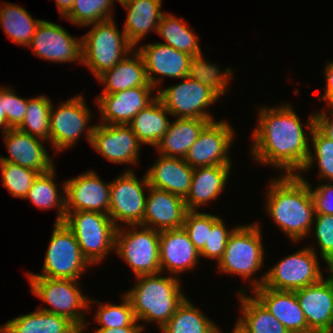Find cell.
Segmentation results:
<instances>
[{
  "instance_id": "1",
  "label": "cell",
  "mask_w": 333,
  "mask_h": 333,
  "mask_svg": "<svg viewBox=\"0 0 333 333\" xmlns=\"http://www.w3.org/2000/svg\"><path fill=\"white\" fill-rule=\"evenodd\" d=\"M292 107L281 102L278 107L259 108L258 125L251 137L255 162L277 167L284 175L300 174L311 148L308 133Z\"/></svg>"
},
{
  "instance_id": "2",
  "label": "cell",
  "mask_w": 333,
  "mask_h": 333,
  "mask_svg": "<svg viewBox=\"0 0 333 333\" xmlns=\"http://www.w3.org/2000/svg\"><path fill=\"white\" fill-rule=\"evenodd\" d=\"M232 75L229 67L221 71L214 63L201 65L182 78L183 82L157 89V97L173 117L213 121V116L205 109L225 95Z\"/></svg>"
},
{
  "instance_id": "3",
  "label": "cell",
  "mask_w": 333,
  "mask_h": 333,
  "mask_svg": "<svg viewBox=\"0 0 333 333\" xmlns=\"http://www.w3.org/2000/svg\"><path fill=\"white\" fill-rule=\"evenodd\" d=\"M269 183L265 203L269 216L291 241L303 240L313 230L315 216L310 183L302 174H283Z\"/></svg>"
},
{
  "instance_id": "4",
  "label": "cell",
  "mask_w": 333,
  "mask_h": 333,
  "mask_svg": "<svg viewBox=\"0 0 333 333\" xmlns=\"http://www.w3.org/2000/svg\"><path fill=\"white\" fill-rule=\"evenodd\" d=\"M161 274L137 276L133 288L124 293L137 321L156 322L160 330L187 298L178 277Z\"/></svg>"
},
{
  "instance_id": "5",
  "label": "cell",
  "mask_w": 333,
  "mask_h": 333,
  "mask_svg": "<svg viewBox=\"0 0 333 333\" xmlns=\"http://www.w3.org/2000/svg\"><path fill=\"white\" fill-rule=\"evenodd\" d=\"M259 223L239 225L230 235L225 252L218 261L219 272L237 274L243 279L251 281V291L263 285L266 273L258 280H250L261 270L264 257L262 234Z\"/></svg>"
},
{
  "instance_id": "6",
  "label": "cell",
  "mask_w": 333,
  "mask_h": 333,
  "mask_svg": "<svg viewBox=\"0 0 333 333\" xmlns=\"http://www.w3.org/2000/svg\"><path fill=\"white\" fill-rule=\"evenodd\" d=\"M92 29L82 39V64L97 78L104 71L113 68L134 47L125 33L120 32L114 19L92 24Z\"/></svg>"
},
{
  "instance_id": "7",
  "label": "cell",
  "mask_w": 333,
  "mask_h": 333,
  "mask_svg": "<svg viewBox=\"0 0 333 333\" xmlns=\"http://www.w3.org/2000/svg\"><path fill=\"white\" fill-rule=\"evenodd\" d=\"M31 292L51 305L39 309L63 316L72 321L80 330H86L84 312L89 309V298L78 288L79 280L28 276Z\"/></svg>"
},
{
  "instance_id": "8",
  "label": "cell",
  "mask_w": 333,
  "mask_h": 333,
  "mask_svg": "<svg viewBox=\"0 0 333 333\" xmlns=\"http://www.w3.org/2000/svg\"><path fill=\"white\" fill-rule=\"evenodd\" d=\"M63 222L75 235L82 255L91 265L101 262L115 250L117 227L109 215L90 211L66 212Z\"/></svg>"
},
{
  "instance_id": "9",
  "label": "cell",
  "mask_w": 333,
  "mask_h": 333,
  "mask_svg": "<svg viewBox=\"0 0 333 333\" xmlns=\"http://www.w3.org/2000/svg\"><path fill=\"white\" fill-rule=\"evenodd\" d=\"M123 229L121 226L116 230L114 251L130 266L135 277L160 273V231L142 225Z\"/></svg>"
},
{
  "instance_id": "10",
  "label": "cell",
  "mask_w": 333,
  "mask_h": 333,
  "mask_svg": "<svg viewBox=\"0 0 333 333\" xmlns=\"http://www.w3.org/2000/svg\"><path fill=\"white\" fill-rule=\"evenodd\" d=\"M91 264L82 255L72 231L64 222H55L41 274L27 276L79 280Z\"/></svg>"
},
{
  "instance_id": "11",
  "label": "cell",
  "mask_w": 333,
  "mask_h": 333,
  "mask_svg": "<svg viewBox=\"0 0 333 333\" xmlns=\"http://www.w3.org/2000/svg\"><path fill=\"white\" fill-rule=\"evenodd\" d=\"M315 247L307 246L278 261L266 272L264 287L296 291L320 281L324 276Z\"/></svg>"
},
{
  "instance_id": "12",
  "label": "cell",
  "mask_w": 333,
  "mask_h": 333,
  "mask_svg": "<svg viewBox=\"0 0 333 333\" xmlns=\"http://www.w3.org/2000/svg\"><path fill=\"white\" fill-rule=\"evenodd\" d=\"M91 117L92 112L86 106L82 94L70 98L64 103H59L56 109L52 105L50 109L51 147L56 152L71 148L83 132H85L87 142L90 144L95 127V125H89Z\"/></svg>"
},
{
  "instance_id": "13",
  "label": "cell",
  "mask_w": 333,
  "mask_h": 333,
  "mask_svg": "<svg viewBox=\"0 0 333 333\" xmlns=\"http://www.w3.org/2000/svg\"><path fill=\"white\" fill-rule=\"evenodd\" d=\"M141 179L130 168L111 182L108 215L117 228L121 226L118 222L127 226L141 225L143 222L147 199L144 189H149L150 186L146 174Z\"/></svg>"
},
{
  "instance_id": "14",
  "label": "cell",
  "mask_w": 333,
  "mask_h": 333,
  "mask_svg": "<svg viewBox=\"0 0 333 333\" xmlns=\"http://www.w3.org/2000/svg\"><path fill=\"white\" fill-rule=\"evenodd\" d=\"M234 129L226 121H210L189 148L184 160L193 169L215 165H231L229 150Z\"/></svg>"
},
{
  "instance_id": "15",
  "label": "cell",
  "mask_w": 333,
  "mask_h": 333,
  "mask_svg": "<svg viewBox=\"0 0 333 333\" xmlns=\"http://www.w3.org/2000/svg\"><path fill=\"white\" fill-rule=\"evenodd\" d=\"M137 51L143 58L148 82L155 88L162 87L159 86L162 85V76L182 79L201 66L189 54L163 43L143 44ZM154 74H159L162 79Z\"/></svg>"
},
{
  "instance_id": "16",
  "label": "cell",
  "mask_w": 333,
  "mask_h": 333,
  "mask_svg": "<svg viewBox=\"0 0 333 333\" xmlns=\"http://www.w3.org/2000/svg\"><path fill=\"white\" fill-rule=\"evenodd\" d=\"M27 47L46 61L82 63L81 37L76 39L62 26L46 20H41Z\"/></svg>"
},
{
  "instance_id": "17",
  "label": "cell",
  "mask_w": 333,
  "mask_h": 333,
  "mask_svg": "<svg viewBox=\"0 0 333 333\" xmlns=\"http://www.w3.org/2000/svg\"><path fill=\"white\" fill-rule=\"evenodd\" d=\"M329 273L328 278L295 291L309 333H333V269Z\"/></svg>"
},
{
  "instance_id": "18",
  "label": "cell",
  "mask_w": 333,
  "mask_h": 333,
  "mask_svg": "<svg viewBox=\"0 0 333 333\" xmlns=\"http://www.w3.org/2000/svg\"><path fill=\"white\" fill-rule=\"evenodd\" d=\"M128 125L96 124L90 145L105 159L116 164H134L139 161L140 145Z\"/></svg>"
},
{
  "instance_id": "19",
  "label": "cell",
  "mask_w": 333,
  "mask_h": 333,
  "mask_svg": "<svg viewBox=\"0 0 333 333\" xmlns=\"http://www.w3.org/2000/svg\"><path fill=\"white\" fill-rule=\"evenodd\" d=\"M110 185L93 170L65 181L66 212L109 213Z\"/></svg>"
},
{
  "instance_id": "20",
  "label": "cell",
  "mask_w": 333,
  "mask_h": 333,
  "mask_svg": "<svg viewBox=\"0 0 333 333\" xmlns=\"http://www.w3.org/2000/svg\"><path fill=\"white\" fill-rule=\"evenodd\" d=\"M154 86H137L113 94H100L96 101L102 124L128 125L133 117L156 98Z\"/></svg>"
},
{
  "instance_id": "21",
  "label": "cell",
  "mask_w": 333,
  "mask_h": 333,
  "mask_svg": "<svg viewBox=\"0 0 333 333\" xmlns=\"http://www.w3.org/2000/svg\"><path fill=\"white\" fill-rule=\"evenodd\" d=\"M199 258L200 251L183 227L160 231L159 260L162 275L166 270L170 275L177 277V274L194 269L199 263Z\"/></svg>"
},
{
  "instance_id": "22",
  "label": "cell",
  "mask_w": 333,
  "mask_h": 333,
  "mask_svg": "<svg viewBox=\"0 0 333 333\" xmlns=\"http://www.w3.org/2000/svg\"><path fill=\"white\" fill-rule=\"evenodd\" d=\"M148 192L141 225L157 231L182 228L187 212L184 198L152 186Z\"/></svg>"
},
{
  "instance_id": "23",
  "label": "cell",
  "mask_w": 333,
  "mask_h": 333,
  "mask_svg": "<svg viewBox=\"0 0 333 333\" xmlns=\"http://www.w3.org/2000/svg\"><path fill=\"white\" fill-rule=\"evenodd\" d=\"M4 144L9 157L0 155V162H10L35 171L46 173L55 166L43 146L42 139L33 137L18 129H9L3 133Z\"/></svg>"
},
{
  "instance_id": "24",
  "label": "cell",
  "mask_w": 333,
  "mask_h": 333,
  "mask_svg": "<svg viewBox=\"0 0 333 333\" xmlns=\"http://www.w3.org/2000/svg\"><path fill=\"white\" fill-rule=\"evenodd\" d=\"M252 294L289 333H309V327L295 291L274 290L262 285L255 288Z\"/></svg>"
},
{
  "instance_id": "25",
  "label": "cell",
  "mask_w": 333,
  "mask_h": 333,
  "mask_svg": "<svg viewBox=\"0 0 333 333\" xmlns=\"http://www.w3.org/2000/svg\"><path fill=\"white\" fill-rule=\"evenodd\" d=\"M193 171L184 158L159 154L154 165L145 174L149 186L185 198L190 190Z\"/></svg>"
},
{
  "instance_id": "26",
  "label": "cell",
  "mask_w": 333,
  "mask_h": 333,
  "mask_svg": "<svg viewBox=\"0 0 333 333\" xmlns=\"http://www.w3.org/2000/svg\"><path fill=\"white\" fill-rule=\"evenodd\" d=\"M231 168V165L194 168L190 190L184 198L187 211H198L199 207L217 199L230 177Z\"/></svg>"
},
{
  "instance_id": "27",
  "label": "cell",
  "mask_w": 333,
  "mask_h": 333,
  "mask_svg": "<svg viewBox=\"0 0 333 333\" xmlns=\"http://www.w3.org/2000/svg\"><path fill=\"white\" fill-rule=\"evenodd\" d=\"M135 49L113 68L104 71L96 78L102 85L104 84L102 94H113L137 86H152L146 76L143 58Z\"/></svg>"
},
{
  "instance_id": "28",
  "label": "cell",
  "mask_w": 333,
  "mask_h": 333,
  "mask_svg": "<svg viewBox=\"0 0 333 333\" xmlns=\"http://www.w3.org/2000/svg\"><path fill=\"white\" fill-rule=\"evenodd\" d=\"M162 1L133 0L122 5L128 13L123 32L134 48H137V44L149 31L157 32V26L164 14L161 12Z\"/></svg>"
},
{
  "instance_id": "29",
  "label": "cell",
  "mask_w": 333,
  "mask_h": 333,
  "mask_svg": "<svg viewBox=\"0 0 333 333\" xmlns=\"http://www.w3.org/2000/svg\"><path fill=\"white\" fill-rule=\"evenodd\" d=\"M209 122L210 120L199 118H176L174 122H170L166 133L155 146L158 154L185 158L189 148Z\"/></svg>"
},
{
  "instance_id": "30",
  "label": "cell",
  "mask_w": 333,
  "mask_h": 333,
  "mask_svg": "<svg viewBox=\"0 0 333 333\" xmlns=\"http://www.w3.org/2000/svg\"><path fill=\"white\" fill-rule=\"evenodd\" d=\"M245 290L237 291L242 313L233 328L237 333H289L254 295H246Z\"/></svg>"
},
{
  "instance_id": "31",
  "label": "cell",
  "mask_w": 333,
  "mask_h": 333,
  "mask_svg": "<svg viewBox=\"0 0 333 333\" xmlns=\"http://www.w3.org/2000/svg\"><path fill=\"white\" fill-rule=\"evenodd\" d=\"M80 329L68 318L37 309L18 316L0 327V333H77Z\"/></svg>"
},
{
  "instance_id": "32",
  "label": "cell",
  "mask_w": 333,
  "mask_h": 333,
  "mask_svg": "<svg viewBox=\"0 0 333 333\" xmlns=\"http://www.w3.org/2000/svg\"><path fill=\"white\" fill-rule=\"evenodd\" d=\"M194 31V28L191 29L185 20L179 19L173 14L164 13L157 26L156 33L166 40L163 44L189 54L200 65L210 64L211 62H207L203 57L198 44L200 38Z\"/></svg>"
},
{
  "instance_id": "33",
  "label": "cell",
  "mask_w": 333,
  "mask_h": 333,
  "mask_svg": "<svg viewBox=\"0 0 333 333\" xmlns=\"http://www.w3.org/2000/svg\"><path fill=\"white\" fill-rule=\"evenodd\" d=\"M167 115L171 114L157 97L146 108L139 111L128 126L142 144L155 147L171 122Z\"/></svg>"
},
{
  "instance_id": "34",
  "label": "cell",
  "mask_w": 333,
  "mask_h": 333,
  "mask_svg": "<svg viewBox=\"0 0 333 333\" xmlns=\"http://www.w3.org/2000/svg\"><path fill=\"white\" fill-rule=\"evenodd\" d=\"M41 22L19 5L5 3L0 7V25L5 34L15 43L27 47Z\"/></svg>"
},
{
  "instance_id": "35",
  "label": "cell",
  "mask_w": 333,
  "mask_h": 333,
  "mask_svg": "<svg viewBox=\"0 0 333 333\" xmlns=\"http://www.w3.org/2000/svg\"><path fill=\"white\" fill-rule=\"evenodd\" d=\"M55 175V167L49 172L40 174L24 199L30 200L41 210L56 207L58 215L55 222H63L66 216L65 182L61 187L63 192H59L54 181Z\"/></svg>"
},
{
  "instance_id": "36",
  "label": "cell",
  "mask_w": 333,
  "mask_h": 333,
  "mask_svg": "<svg viewBox=\"0 0 333 333\" xmlns=\"http://www.w3.org/2000/svg\"><path fill=\"white\" fill-rule=\"evenodd\" d=\"M163 333H220L213 320L199 311L186 298L177 308L174 315L161 328Z\"/></svg>"
},
{
  "instance_id": "37",
  "label": "cell",
  "mask_w": 333,
  "mask_h": 333,
  "mask_svg": "<svg viewBox=\"0 0 333 333\" xmlns=\"http://www.w3.org/2000/svg\"><path fill=\"white\" fill-rule=\"evenodd\" d=\"M307 121L308 123L305 126L308 128L315 153L312 154L310 149L306 164L301 171L308 173L309 169L313 168L314 161H317L319 178L327 180L326 182H333V139L327 137L315 125V113L311 114Z\"/></svg>"
},
{
  "instance_id": "38",
  "label": "cell",
  "mask_w": 333,
  "mask_h": 333,
  "mask_svg": "<svg viewBox=\"0 0 333 333\" xmlns=\"http://www.w3.org/2000/svg\"><path fill=\"white\" fill-rule=\"evenodd\" d=\"M51 106L52 102L44 95L28 98L24 120L17 129L50 143Z\"/></svg>"
},
{
  "instance_id": "39",
  "label": "cell",
  "mask_w": 333,
  "mask_h": 333,
  "mask_svg": "<svg viewBox=\"0 0 333 333\" xmlns=\"http://www.w3.org/2000/svg\"><path fill=\"white\" fill-rule=\"evenodd\" d=\"M121 299L122 301L119 305L112 303H102L101 305V303L96 299L90 300L89 298V306L90 302L100 304L95 315L96 322H98L101 326L99 329L120 327H142L145 329L143 325L138 324L129 298L123 294Z\"/></svg>"
},
{
  "instance_id": "40",
  "label": "cell",
  "mask_w": 333,
  "mask_h": 333,
  "mask_svg": "<svg viewBox=\"0 0 333 333\" xmlns=\"http://www.w3.org/2000/svg\"><path fill=\"white\" fill-rule=\"evenodd\" d=\"M114 0H74L71 11L64 17L76 26L92 24L114 19L112 11Z\"/></svg>"
},
{
  "instance_id": "41",
  "label": "cell",
  "mask_w": 333,
  "mask_h": 333,
  "mask_svg": "<svg viewBox=\"0 0 333 333\" xmlns=\"http://www.w3.org/2000/svg\"><path fill=\"white\" fill-rule=\"evenodd\" d=\"M3 186L16 198L24 199L36 178L41 174L33 169L10 162H0Z\"/></svg>"
},
{
  "instance_id": "42",
  "label": "cell",
  "mask_w": 333,
  "mask_h": 333,
  "mask_svg": "<svg viewBox=\"0 0 333 333\" xmlns=\"http://www.w3.org/2000/svg\"><path fill=\"white\" fill-rule=\"evenodd\" d=\"M219 218L217 215L200 211H187L184 217L183 229L188 233L194 246L201 251L208 242L213 223Z\"/></svg>"
},
{
  "instance_id": "43",
  "label": "cell",
  "mask_w": 333,
  "mask_h": 333,
  "mask_svg": "<svg viewBox=\"0 0 333 333\" xmlns=\"http://www.w3.org/2000/svg\"><path fill=\"white\" fill-rule=\"evenodd\" d=\"M0 87L1 114H6L9 129H17L24 120L28 99L20 98L13 88Z\"/></svg>"
},
{
  "instance_id": "44",
  "label": "cell",
  "mask_w": 333,
  "mask_h": 333,
  "mask_svg": "<svg viewBox=\"0 0 333 333\" xmlns=\"http://www.w3.org/2000/svg\"><path fill=\"white\" fill-rule=\"evenodd\" d=\"M315 235L321 258L333 269V215L315 213Z\"/></svg>"
},
{
  "instance_id": "45",
  "label": "cell",
  "mask_w": 333,
  "mask_h": 333,
  "mask_svg": "<svg viewBox=\"0 0 333 333\" xmlns=\"http://www.w3.org/2000/svg\"><path fill=\"white\" fill-rule=\"evenodd\" d=\"M225 222L219 217L212 225L208 242H206L204 248L200 251V257H207L216 259L217 263L222 258L226 244L230 235L237 228L227 229Z\"/></svg>"
},
{
  "instance_id": "46",
  "label": "cell",
  "mask_w": 333,
  "mask_h": 333,
  "mask_svg": "<svg viewBox=\"0 0 333 333\" xmlns=\"http://www.w3.org/2000/svg\"><path fill=\"white\" fill-rule=\"evenodd\" d=\"M314 203L315 213L333 215V183L326 182L318 185L314 189L311 187Z\"/></svg>"
},
{
  "instance_id": "47",
  "label": "cell",
  "mask_w": 333,
  "mask_h": 333,
  "mask_svg": "<svg viewBox=\"0 0 333 333\" xmlns=\"http://www.w3.org/2000/svg\"><path fill=\"white\" fill-rule=\"evenodd\" d=\"M332 117L333 112H329ZM315 125L330 139H333V117L332 119L328 117V113L323 111H318L315 113Z\"/></svg>"
},
{
  "instance_id": "48",
  "label": "cell",
  "mask_w": 333,
  "mask_h": 333,
  "mask_svg": "<svg viewBox=\"0 0 333 333\" xmlns=\"http://www.w3.org/2000/svg\"><path fill=\"white\" fill-rule=\"evenodd\" d=\"M324 72V77L326 78V86L323 88H325V93L322 97H318V99H322L326 102L333 95V61L327 63Z\"/></svg>"
},
{
  "instance_id": "49",
  "label": "cell",
  "mask_w": 333,
  "mask_h": 333,
  "mask_svg": "<svg viewBox=\"0 0 333 333\" xmlns=\"http://www.w3.org/2000/svg\"><path fill=\"white\" fill-rule=\"evenodd\" d=\"M142 327H120V328H107L96 329L94 333H143Z\"/></svg>"
},
{
  "instance_id": "50",
  "label": "cell",
  "mask_w": 333,
  "mask_h": 333,
  "mask_svg": "<svg viewBox=\"0 0 333 333\" xmlns=\"http://www.w3.org/2000/svg\"><path fill=\"white\" fill-rule=\"evenodd\" d=\"M57 8L62 18H64L72 9L74 0H55Z\"/></svg>"
},
{
  "instance_id": "51",
  "label": "cell",
  "mask_w": 333,
  "mask_h": 333,
  "mask_svg": "<svg viewBox=\"0 0 333 333\" xmlns=\"http://www.w3.org/2000/svg\"><path fill=\"white\" fill-rule=\"evenodd\" d=\"M0 128H2L3 133H5L7 130H9L7 121H6V114H1V108H0Z\"/></svg>"
},
{
  "instance_id": "52",
  "label": "cell",
  "mask_w": 333,
  "mask_h": 333,
  "mask_svg": "<svg viewBox=\"0 0 333 333\" xmlns=\"http://www.w3.org/2000/svg\"><path fill=\"white\" fill-rule=\"evenodd\" d=\"M327 105L329 106V111L333 112V95L326 101Z\"/></svg>"
},
{
  "instance_id": "53",
  "label": "cell",
  "mask_w": 333,
  "mask_h": 333,
  "mask_svg": "<svg viewBox=\"0 0 333 333\" xmlns=\"http://www.w3.org/2000/svg\"><path fill=\"white\" fill-rule=\"evenodd\" d=\"M117 1H118V3H120V5H124V4H126V3L130 2V1H133V0H117Z\"/></svg>"
},
{
  "instance_id": "54",
  "label": "cell",
  "mask_w": 333,
  "mask_h": 333,
  "mask_svg": "<svg viewBox=\"0 0 333 333\" xmlns=\"http://www.w3.org/2000/svg\"><path fill=\"white\" fill-rule=\"evenodd\" d=\"M85 331L84 330H80L79 332H77V333H84Z\"/></svg>"
},
{
  "instance_id": "55",
  "label": "cell",
  "mask_w": 333,
  "mask_h": 333,
  "mask_svg": "<svg viewBox=\"0 0 333 333\" xmlns=\"http://www.w3.org/2000/svg\"><path fill=\"white\" fill-rule=\"evenodd\" d=\"M220 333H222V332H220ZM231 333H237V332L233 329Z\"/></svg>"
}]
</instances>
